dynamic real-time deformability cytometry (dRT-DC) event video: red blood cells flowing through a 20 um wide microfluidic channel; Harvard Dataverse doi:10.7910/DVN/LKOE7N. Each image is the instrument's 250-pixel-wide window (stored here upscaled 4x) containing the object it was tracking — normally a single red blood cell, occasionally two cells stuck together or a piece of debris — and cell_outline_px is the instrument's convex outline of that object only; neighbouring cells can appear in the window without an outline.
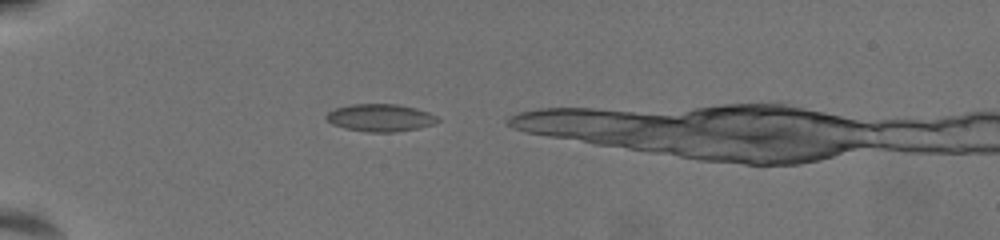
{"species": "common noctule bat (a hibernating species)", "species_latin": "Nyctalus noctula", "temperature_condition": "warm", "stored_images_in_passage": 35, "camera_frame_rate_fps": 3000, "um_per_image_px": 0.085, "animal": {"sex": "female", "body_mass_g": 19.5, "forearm_length_mm": 54.1}, "frame": {"image": 1, "passage_image": 1, "time_ms": 0.0, "image_size_px": [1000, 240], "cell_outline_px": [[440, 120], [432, 124], [416, 128], [392, 132], [368, 132], [344, 128], [332, 124], [324, 116], [328, 112], [336, 108], [352, 104], [396, 104], [416, 108], [428, 112], [436, 116]], "centroid_in_image_um": [32.29, 10.0], "position_along_channel_um": 52.7, "area_um2": 17.63}}
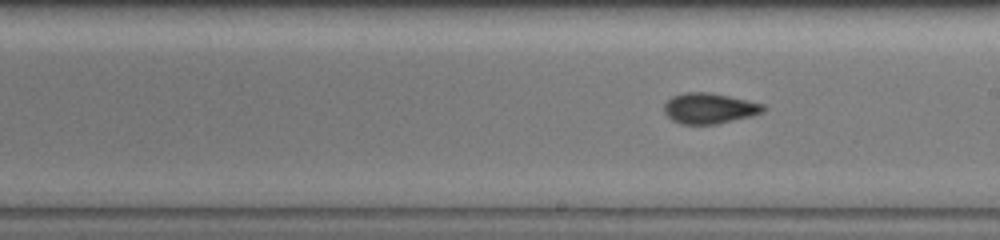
{"frame": {"image": 2, "passage_image": 18, "time_ms": 5.667, "image_size_px": [1000, 240], "cell_outline_px": [[768, 108], [760, 112], [748, 116], [716, 124], [680, 124], [672, 120], [664, 112], [664, 104], [672, 96], [684, 92], [712, 92], [764, 104]], "centroid_in_image_um": [60.26, 9.19], "position_along_channel_um": 228.7, "area_um2": 17.57}}
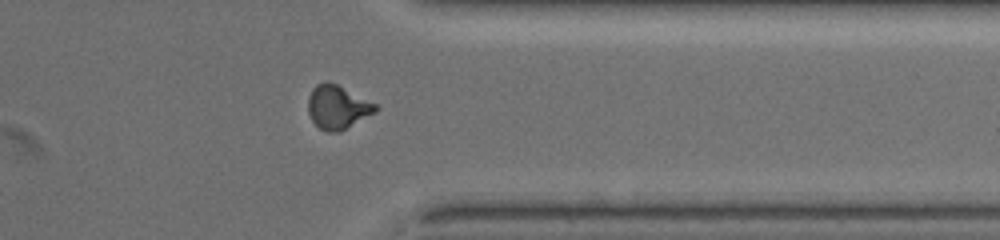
{"frame": {"image": 3, "passage_image": 31, "time_ms": 10.0, "image_size_px": [1000, 240], "cell_outline_px": [[380, 108], [376, 112], [340, 132], [328, 132], [320, 128], [312, 120], [308, 112], [308, 96], [312, 88], [316, 84], [324, 80], [328, 80], [376, 104]], "centroid_in_image_um": [28.68, 9.1], "position_along_channel_um": 382.7, "area_um2": 17.22}}